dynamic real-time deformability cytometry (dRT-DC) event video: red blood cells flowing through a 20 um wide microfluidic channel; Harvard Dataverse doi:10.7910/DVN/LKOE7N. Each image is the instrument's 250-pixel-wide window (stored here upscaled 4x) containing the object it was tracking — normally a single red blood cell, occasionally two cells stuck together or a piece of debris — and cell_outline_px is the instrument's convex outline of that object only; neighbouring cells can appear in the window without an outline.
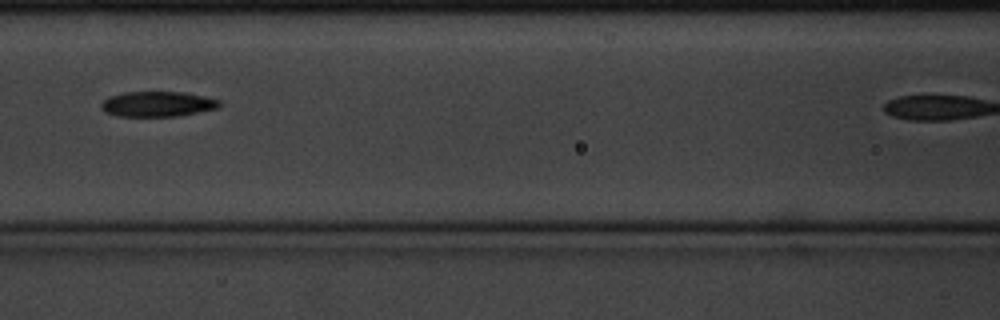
{"species": "common noctule bat (a hibernating species)", "species_latin": "Nyctalus noctula", "temperature_condition": "cold", "stored_images_in_passage": 4, "camera_frame_rate_fps": 3000, "um_per_image_px": 0.085, "animal": {"sex": "male", "body_mass_g": 20.1, "forearm_length_mm": 53.5}, "frame": {"image": 1, "passage_image": 3, "time_ms": 0.667, "image_size_px": [1000, 320], "cell_outline_px": [[224, 104], [220, 108], [176, 116], [116, 116], [104, 112], [100, 108], [100, 104], [108, 96], [124, 92], [184, 92], [204, 96], [220, 100]], "centroid_in_image_um": [13.4, 8.84], "position_along_channel_um": 153.2, "area_um2": 17.63}}